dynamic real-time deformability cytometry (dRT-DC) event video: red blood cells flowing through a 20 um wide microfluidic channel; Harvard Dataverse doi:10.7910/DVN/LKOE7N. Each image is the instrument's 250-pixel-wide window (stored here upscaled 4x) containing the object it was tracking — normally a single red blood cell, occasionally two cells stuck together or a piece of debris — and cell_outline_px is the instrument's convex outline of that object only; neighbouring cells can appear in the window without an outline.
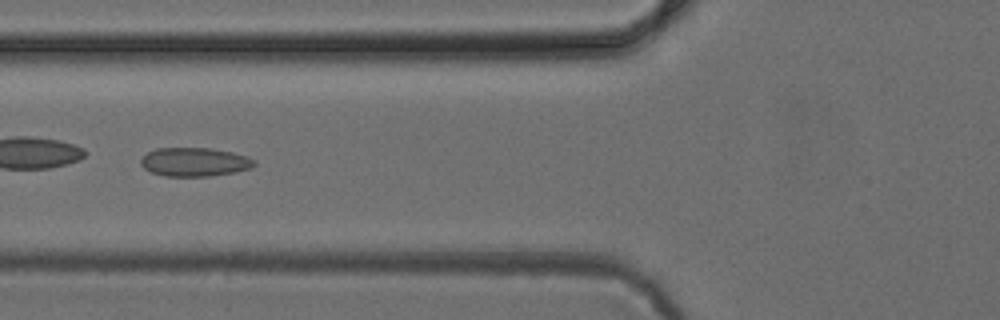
{"species": "common noctule bat (a hibernating species)", "species_latin": "Nyctalus noctula", "temperature_condition": "cold", "stored_images_in_passage": 6, "camera_frame_rate_fps": 3000, "um_per_image_px": 0.085, "animal": {"sex": "female", "body_mass_g": 24.6, "forearm_length_mm": 56.2}, "frame": {"image": 1, "passage_image": 5, "time_ms": 4.667, "image_size_px": [1000, 320], "cell_outline_px": [[256, 164], [252, 168], [236, 172], [212, 176], [164, 176], [152, 172], [144, 168], [140, 164], [140, 160], [148, 152], [156, 148], [212, 148], [232, 152], [248, 156], [256, 160]], "centroid_in_image_um": [16.58, 13.77], "position_along_channel_um": 109.2, "area_um2": 19.19}}
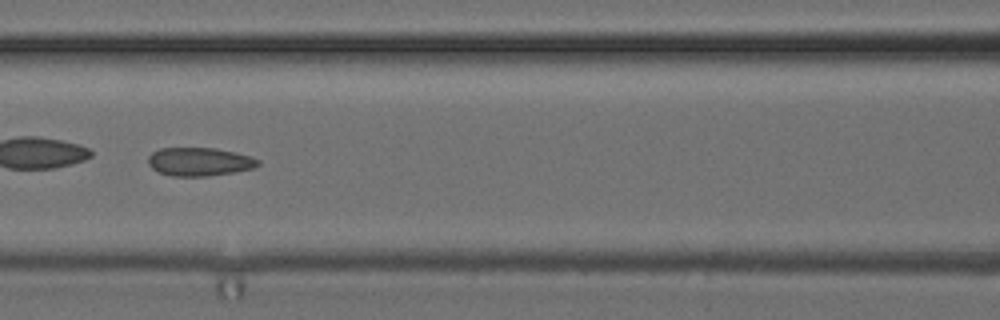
{"frame": {"image": 2, "passage_image": 6, "time_ms": 5.667, "image_size_px": [1000, 320], "cell_outline_px": [[260, 164], [256, 168], [236, 172], [208, 176], [172, 176], [160, 172], [152, 168], [148, 164], [148, 156], [152, 152], [160, 148], [216, 148], [236, 152], [252, 156], [260, 160]], "centroid_in_image_um": [17.0, 13.74], "position_along_channel_um": 149.6, "area_um2": 18.44}}